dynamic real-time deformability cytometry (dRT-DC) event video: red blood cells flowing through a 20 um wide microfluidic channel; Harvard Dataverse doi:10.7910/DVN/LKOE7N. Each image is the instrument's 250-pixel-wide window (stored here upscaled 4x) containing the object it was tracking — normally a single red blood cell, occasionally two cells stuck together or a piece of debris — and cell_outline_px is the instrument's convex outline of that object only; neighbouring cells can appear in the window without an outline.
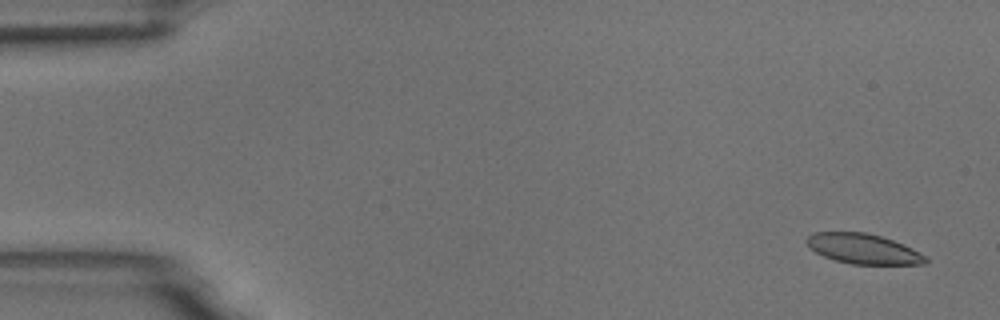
{"species": "common noctule bat (a hibernating species)", "species_latin": "Nyctalus noctula", "temperature_condition": "room temperature", "stored_images_in_passage": 5, "camera_frame_rate_fps": 3000, "um_per_image_px": 0.085, "animal": {"sex": "male", "body_mass_g": 18.8}, "frame": {"image": 1, "passage_image": 1, "time_ms": 0.0, "image_size_px": [1000, 320], "cell_outline_px": [[928, 260], [924, 264], [852, 264], [836, 260], [824, 256], [816, 252], [804, 240], [812, 232], [864, 232], [880, 236], [904, 244], [912, 248], [924, 256]], "centroid_in_image_um": [73.36, 21.14], "position_along_channel_um": 11.6, "area_um2": 20.58}}
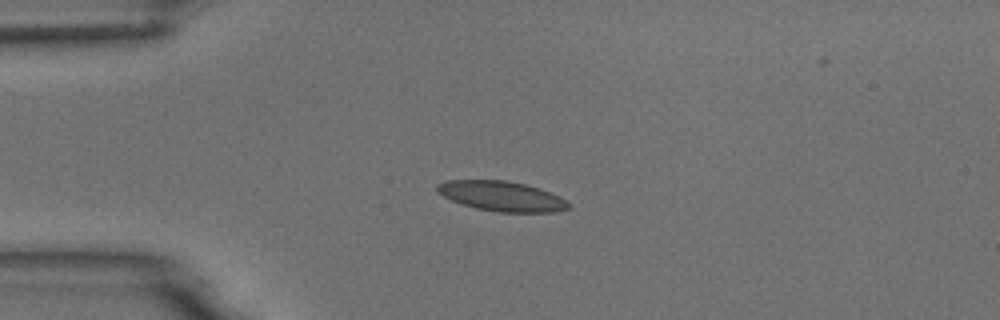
{"frame": {"image": 2, "passage_image": 4, "time_ms": 1.0, "image_size_px": [1000, 320], "cell_outline_px": [[572, 204], [568, 208], [556, 212], [500, 212], [476, 208], [452, 200], [436, 192], [436, 184], [444, 180], [508, 180], [524, 184], [560, 196]], "centroid_in_image_um": [42.63, 16.67], "position_along_channel_um": 42.4, "area_um2": 22.83}}